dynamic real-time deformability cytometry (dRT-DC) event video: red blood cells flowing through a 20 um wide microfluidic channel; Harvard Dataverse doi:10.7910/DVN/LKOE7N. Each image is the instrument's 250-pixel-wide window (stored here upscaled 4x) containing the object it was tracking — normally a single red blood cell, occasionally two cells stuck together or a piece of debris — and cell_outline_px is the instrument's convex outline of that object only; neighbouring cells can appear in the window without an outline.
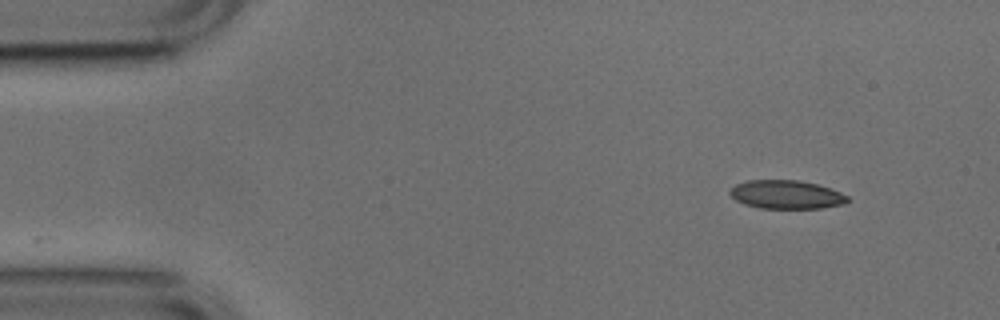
{"species": "common noctule bat (a hibernating species)", "species_latin": "Nyctalus noctula", "temperature_condition": "cold", "stored_images_in_passage": 10, "camera_frame_rate_fps": 3000, "um_per_image_px": 0.085, "animal": {"sex": "male", "body_mass_g": 17.9, "forearm_length_mm": 54.2}, "frame": {"image": 1, "passage_image": 1, "time_ms": 0.0, "image_size_px": [1000, 320], "cell_outline_px": [[848, 200], [844, 204], [820, 208], [760, 208], [744, 204], [736, 200], [728, 192], [736, 184], [748, 180], [796, 180], [816, 184], [840, 192], [848, 196]], "centroid_in_image_um": [66.82, 16.54], "position_along_channel_um": 18.2, "area_um2": 19.36}}